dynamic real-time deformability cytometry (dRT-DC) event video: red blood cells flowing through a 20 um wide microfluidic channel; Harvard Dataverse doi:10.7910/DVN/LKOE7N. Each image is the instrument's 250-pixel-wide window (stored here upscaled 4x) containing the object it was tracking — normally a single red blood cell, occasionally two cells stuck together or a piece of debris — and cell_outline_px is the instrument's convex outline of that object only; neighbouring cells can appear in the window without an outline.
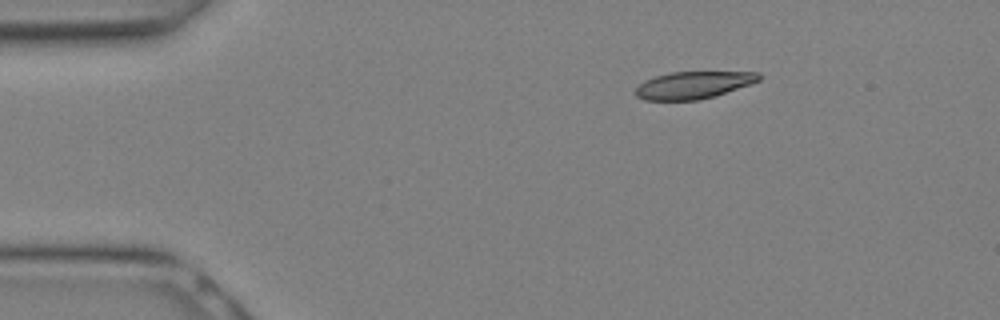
{"species": "Egyptian fruit bat (a non-hibernating species)", "species_latin": "Rousettus aegyptiacus", "temperature_condition": "warm", "stored_images_in_passage": 24, "camera_frame_rate_fps": 3000, "um_per_image_px": 0.085, "animal": {"sex": "female"}, "frame": {"image": 1, "passage_image": 1, "time_ms": 0.0, "image_size_px": [1000, 320], "cell_outline_px": [[760, 80], [716, 96], [700, 100], [644, 100], [636, 96], [636, 88], [644, 80], [668, 72], [760, 72]], "centroid_in_image_um": [58.92, 7.23], "position_along_channel_um": 26.1, "area_um2": 19.54}}
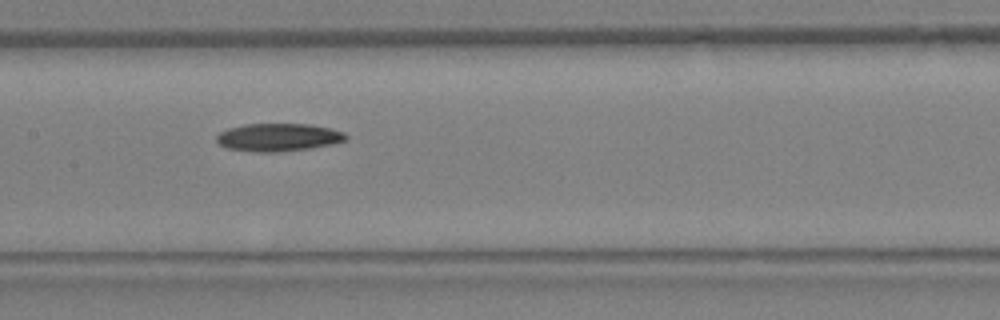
{"frame": {"image": 2, "passage_image": 10, "time_ms": 3.0, "image_size_px": [1000, 320], "cell_outline_px": [[348, 136], [344, 140], [328, 144], [308, 148], [280, 152], [256, 152], [224, 148], [216, 140], [216, 136], [220, 132], [228, 128], [244, 124], [308, 124], [328, 128], [344, 132]], "centroid_in_image_um": [23.58, 11.67], "position_along_channel_um": 183.8, "area_um2": 20.81}}
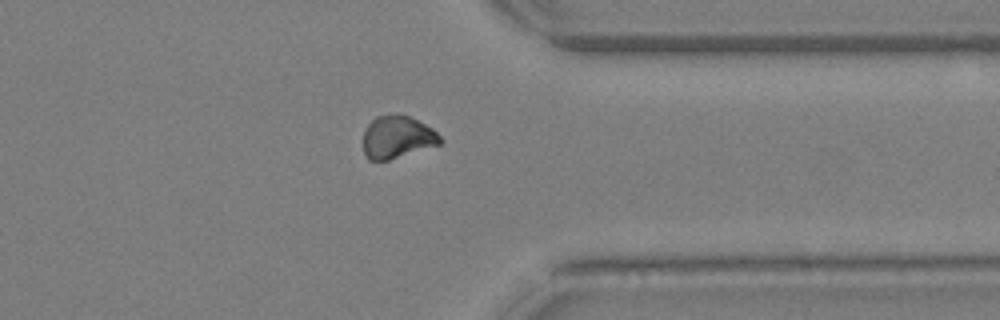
{"frame": {"image": 3, "passage_image": 18, "time_ms": 5.667, "image_size_px": [1000, 320], "cell_outline_px": [[444, 140], [440, 144], [388, 160], [368, 160], [364, 152], [364, 128], [376, 116], [408, 116], [432, 128]], "centroid_in_image_um": [33.76, 11.68], "position_along_channel_um": 377.6, "area_um2": 18.67}}